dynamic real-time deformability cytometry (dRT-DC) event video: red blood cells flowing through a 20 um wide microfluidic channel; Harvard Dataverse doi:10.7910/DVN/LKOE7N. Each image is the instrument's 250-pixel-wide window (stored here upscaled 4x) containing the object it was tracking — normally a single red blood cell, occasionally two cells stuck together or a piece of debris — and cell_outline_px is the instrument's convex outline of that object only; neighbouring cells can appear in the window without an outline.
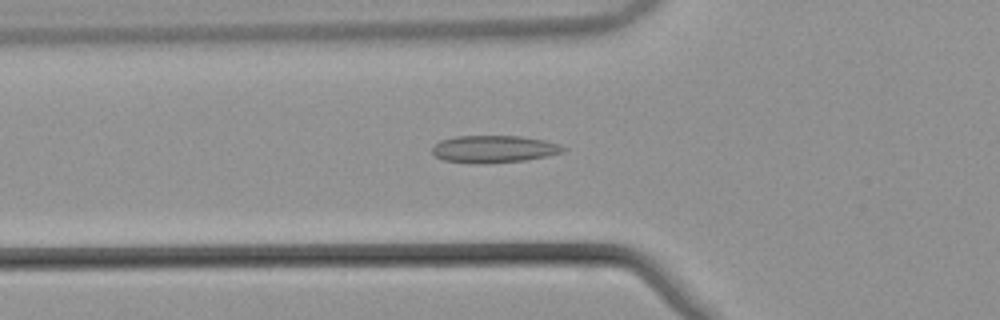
{"species": "common noctule bat (a hibernating species)", "species_latin": "Nyctalus noctula", "temperature_condition": "warm", "stored_images_in_passage": 46, "camera_frame_rate_fps": 3000, "um_per_image_px": 0.085, "animal": {"sex": "male", "body_mass_g": 21.5, "forearm_length_mm": 52.0}, "frame": {"image": 1, "passage_image": 18, "time_ms": 5.667, "image_size_px": [1000, 320], "cell_outline_px": [[568, 148], [564, 152], [524, 160], [444, 160], [436, 156], [432, 152], [432, 148], [440, 140], [456, 136], [520, 136], [544, 140], [560, 144]], "centroid_in_image_um": [42.05, 12.6], "position_along_channel_um": 83.7, "area_um2": 19.54}}
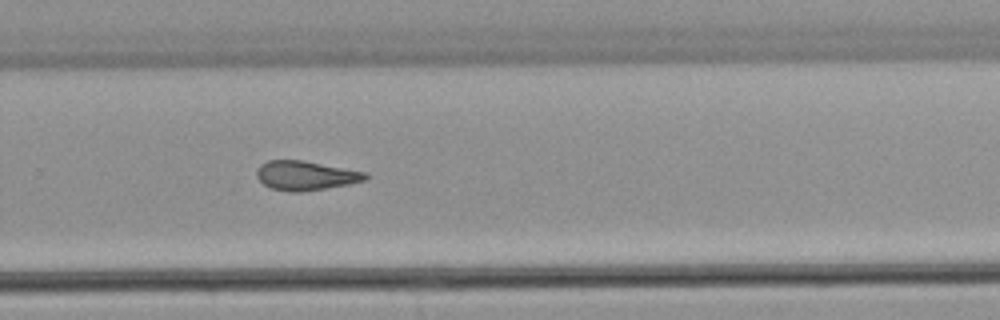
{"frame": {"image": 2, "passage_image": 35, "time_ms": 11.333, "image_size_px": [1000, 320], "cell_outline_px": [[368, 180], [348, 184], [300, 192], [288, 192], [272, 188], [264, 184], [256, 176], [256, 168], [260, 164], [268, 160], [300, 160], [368, 172]], "centroid_in_image_um": [25.98, 14.92], "position_along_channel_um": 303.8, "area_um2": 18.55}}
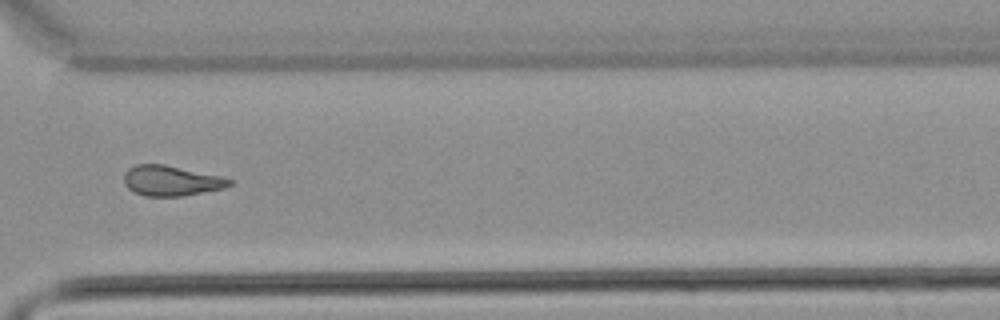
{"frame": {"image": 3, "passage_image": 39, "time_ms": 12.667, "image_size_px": [1000, 320], "cell_outline_px": [[236, 184], [224, 188], [180, 196], [144, 196], [128, 188], [124, 184], [124, 172], [128, 168], [136, 164], [164, 164], [224, 176], [236, 180]], "centroid_in_image_um": [14.62, 15.35], "position_along_channel_um": 356.0, "area_um2": 18.9}, "authors_computed_cell_mechanics": {"area_um2": 19.2185, "velocity_mm_per_s": 3.8826, "shape_relaxation_time_tau1_ms": null, "shape_relaxation_time_tau2_ms": 4.0267, "deformation_change_tau1": null, "deformation_change_tau2": 0.1223}}